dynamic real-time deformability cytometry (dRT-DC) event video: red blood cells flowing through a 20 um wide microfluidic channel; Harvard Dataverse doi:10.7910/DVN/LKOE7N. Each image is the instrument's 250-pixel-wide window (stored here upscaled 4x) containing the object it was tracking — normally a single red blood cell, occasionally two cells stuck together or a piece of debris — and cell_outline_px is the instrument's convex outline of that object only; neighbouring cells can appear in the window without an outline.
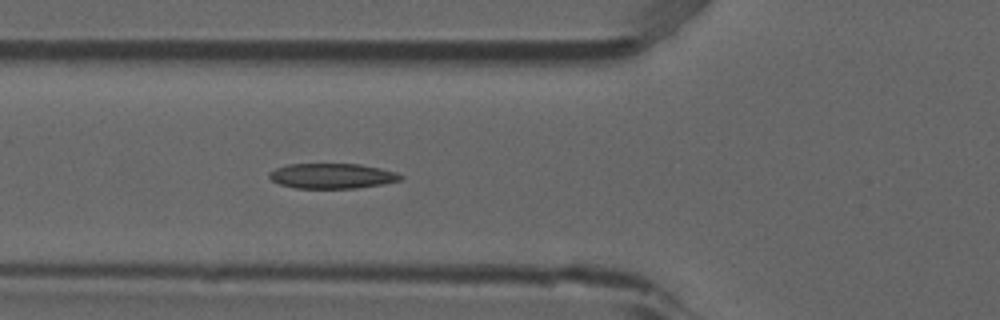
{"species": "common noctule bat (a hibernating species)", "species_latin": "Nyctalus noctula", "temperature_condition": "room temperature", "stored_images_in_passage": 5, "camera_frame_rate_fps": 3000, "um_per_image_px": 0.085, "animal": {"sex": "male", "forearm_length_mm": 52.5}, "frame": {"image": 1, "passage_image": 5, "time_ms": 1.333, "image_size_px": [1000, 320], "cell_outline_px": [[404, 176], [400, 180], [380, 184], [356, 188], [296, 188], [280, 184], [272, 180], [268, 176], [268, 172], [276, 168], [288, 164], [360, 164], [380, 168], [396, 172]], "centroid_in_image_um": [28.2, 14.95], "position_along_channel_um": 97.6, "area_um2": 19.13}}